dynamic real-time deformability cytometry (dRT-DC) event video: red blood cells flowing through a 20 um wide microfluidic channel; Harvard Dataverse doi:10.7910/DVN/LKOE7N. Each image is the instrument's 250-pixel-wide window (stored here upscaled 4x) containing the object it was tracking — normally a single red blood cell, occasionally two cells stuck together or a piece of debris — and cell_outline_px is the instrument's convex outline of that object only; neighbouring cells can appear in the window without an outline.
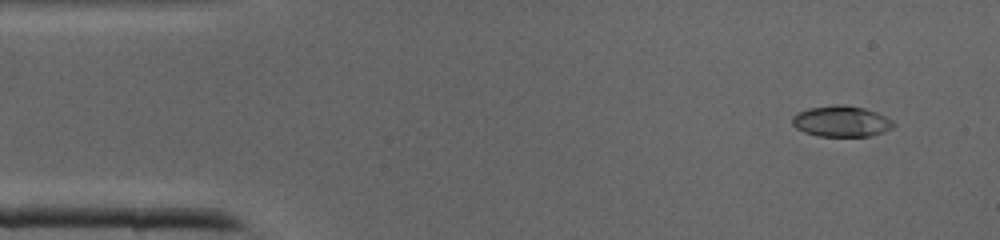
{"species": "common noctule bat (a hibernating species)", "species_latin": "Nyctalus noctula", "temperature_condition": "cold", "stored_images_in_passage": 7, "camera_frame_rate_fps": 3000, "um_per_image_px": 0.085, "animal": {"sex": "male", "body_mass_g": 19.0, "forearm_length_mm": 50.8}, "frame": {"image": 1, "passage_image": 2, "time_ms": 0.333, "image_size_px": [1000, 240], "cell_outline_px": [[896, 124], [892, 128], [884, 132], [872, 136], [820, 136], [804, 132], [796, 128], [792, 124], [792, 116], [796, 112], [808, 108], [832, 104], [844, 104], [864, 108], [876, 112], [892, 120]], "centroid_in_image_um": [71.5, 10.3], "position_along_channel_um": 13.5, "area_um2": 18.5}}